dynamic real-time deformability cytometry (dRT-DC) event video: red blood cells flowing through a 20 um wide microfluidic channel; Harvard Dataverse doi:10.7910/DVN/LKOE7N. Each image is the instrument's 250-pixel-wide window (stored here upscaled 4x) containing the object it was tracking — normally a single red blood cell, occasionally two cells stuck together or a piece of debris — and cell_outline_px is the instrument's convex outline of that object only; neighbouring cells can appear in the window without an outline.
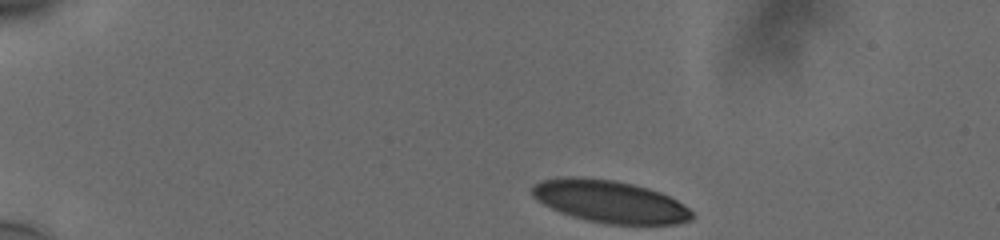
{"species": "human", "species_latin": "Homo sapiens", "temperature_condition": "cold", "stored_images_in_passage": 40, "camera_frame_rate_fps": 3000, "um_per_image_px": 0.085, "donor": {"sex": "male"}, "frame": {"image": 1, "passage_image": 1, "time_ms": 0.0, "image_size_px": [1000, 240], "cell_outline_px": [[692, 220], [676, 224], [608, 224], [588, 220], [572, 216], [560, 212], [544, 204], [532, 196], [532, 184], [540, 180], [564, 176], [576, 176], [616, 180], [648, 188], [660, 192], [684, 204], [692, 212]], "centroid_in_image_um": [51.81, 17.11], "position_along_channel_um": 33.2, "area_um2": 39.48}}
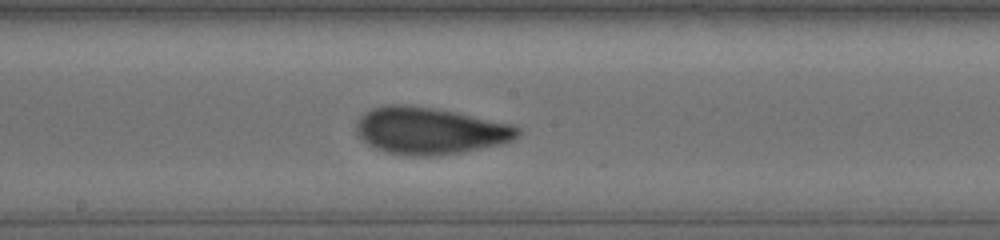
{"frame": {"image": 2, "passage_image": 22, "time_ms": 7.0, "image_size_px": [1000, 240], "cell_outline_px": [[520, 136], [512, 140], [500, 144], [460, 152], [432, 156], [408, 156], [388, 152], [376, 148], [368, 144], [356, 136], [356, 124], [360, 116], [372, 108], [388, 104], [400, 104], [432, 108], [452, 112], [508, 124], [520, 128]], "centroid_in_image_um": [36.47, 11.12], "position_along_channel_um": 211.7, "area_um2": 43.58}}
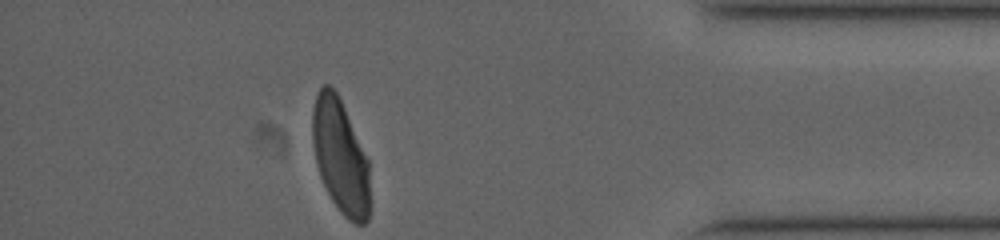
{"frame": {"image": 3, "passage_image": 40, "time_ms": 13.0, "image_size_px": [1000, 240], "cell_outline_px": [[372, 204], [368, 220], [364, 224], [356, 224], [348, 220], [340, 212], [332, 200], [320, 176], [316, 164], [312, 144], [312, 108], [316, 92], [324, 84], [328, 84], [336, 92], [344, 108], [368, 160], [372, 200]], "centroid_in_image_um": [28.95, 13.36], "position_along_channel_um": 406.3, "area_um2": 38.67}, "authors_computed_cell_mechanics": {"area_um2": 42.6564, "velocity_mm_per_s": 3.7543, "shape_relaxation_time_tau1_ms": 6.717, "shape_relaxation_time_tau2_ms": 0.9877, "deformation_change_tau1": 0.2173, "deformation_change_tau2": 0.0572}}